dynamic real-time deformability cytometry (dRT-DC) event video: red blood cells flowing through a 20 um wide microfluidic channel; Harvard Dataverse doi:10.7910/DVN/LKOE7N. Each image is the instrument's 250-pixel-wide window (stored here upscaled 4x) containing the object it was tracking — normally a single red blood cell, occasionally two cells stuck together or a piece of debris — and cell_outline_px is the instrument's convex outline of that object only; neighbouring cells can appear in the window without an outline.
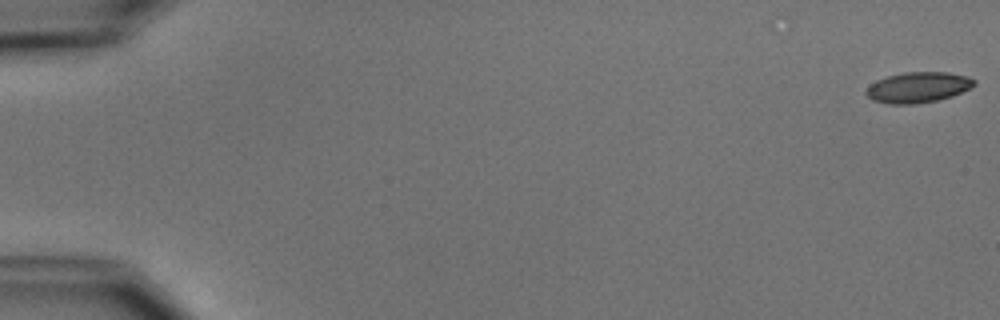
{"species": "common noctule bat (a hibernating species)", "species_latin": "Nyctalus noctula", "temperature_condition": "cold", "stored_images_in_passage": 31, "camera_frame_rate_fps": 3000, "um_per_image_px": 0.085, "animal": {"sex": "male", "body_mass_g": 15.6}, "frame": {"image": 1, "passage_image": 1, "time_ms": 0.0, "image_size_px": [1000, 320], "cell_outline_px": [[976, 84], [952, 96], [936, 100], [912, 104], [888, 104], [872, 100], [864, 92], [876, 80], [888, 76], [904, 72], [948, 72], [968, 76], [976, 80]], "centroid_in_image_um": [78.03, 7.42], "position_along_channel_um": 7.0, "area_um2": 19.13}}
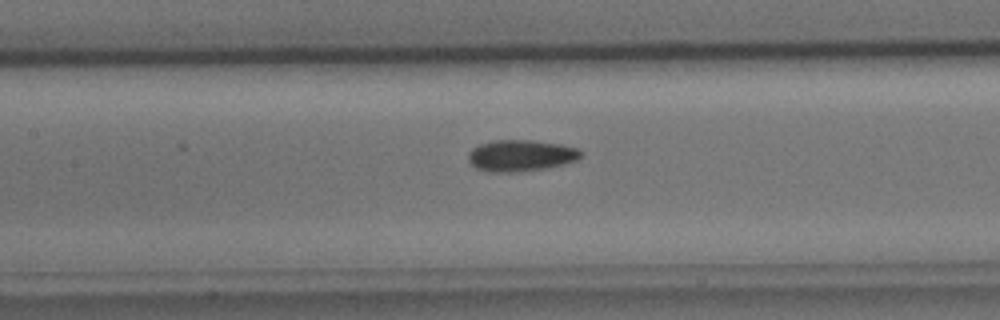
{"frame": {"image": 2, "passage_image": 26, "time_ms": 8.333, "image_size_px": [1000, 320], "cell_outline_px": [[580, 156], [576, 160], [564, 164], [548, 168], [516, 172], [488, 172], [476, 168], [468, 160], [468, 152], [472, 148], [480, 144], [492, 140], [532, 140], [560, 144], [580, 148]], "centroid_in_image_um": [44.25, 13.22], "position_along_channel_um": 163.2, "area_um2": 20.75}}
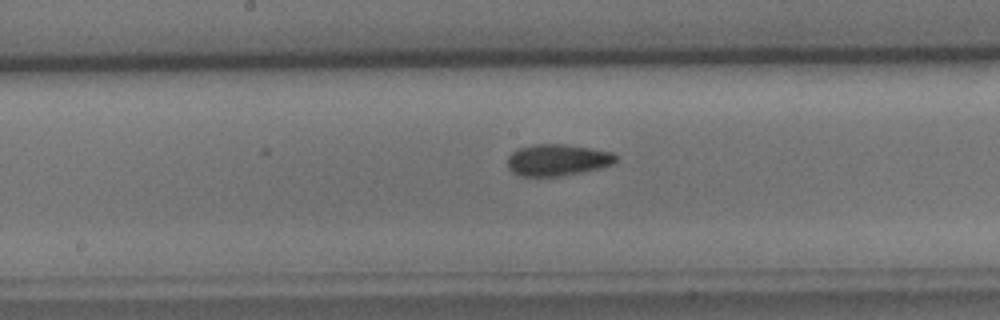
{"frame": {"image": 3, "passage_image": 29, "time_ms": 9.333, "image_size_px": [1000, 320], "cell_outline_px": [[616, 160], [612, 164], [600, 168], [560, 176], [520, 176], [512, 172], [508, 168], [508, 156], [516, 148], [532, 144], [564, 144], [612, 152], [616, 156]], "centroid_in_image_um": [47.33, 13.59], "position_along_channel_um": 200.9, "area_um2": 19.88}}